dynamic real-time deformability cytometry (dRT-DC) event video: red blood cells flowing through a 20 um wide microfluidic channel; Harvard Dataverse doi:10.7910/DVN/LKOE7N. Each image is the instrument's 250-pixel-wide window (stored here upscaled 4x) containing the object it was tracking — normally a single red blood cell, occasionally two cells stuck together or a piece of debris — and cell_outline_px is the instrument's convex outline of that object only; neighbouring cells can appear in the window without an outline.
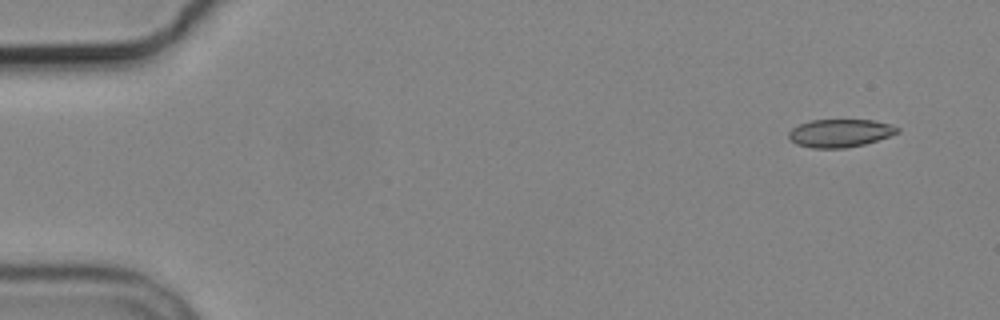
{"species": "common noctule bat (a hibernating species)", "species_latin": "Nyctalus noctula", "temperature_condition": "cold", "stored_images_in_passage": 5, "camera_frame_rate_fps": 3000, "um_per_image_px": 0.085, "animal": {"sex": "male", "body_mass_g": 19.2, "forearm_length_mm": 51.8}, "frame": {"image": 1, "passage_image": 1, "time_ms": 0.0, "image_size_px": [1000, 320], "cell_outline_px": [[900, 132], [864, 144], [844, 148], [812, 148], [796, 144], [788, 136], [788, 132], [792, 128], [800, 124], [812, 120], [872, 120], [892, 124], [900, 128]], "centroid_in_image_um": [71.41, 11.31], "position_along_channel_um": 13.6, "area_um2": 17.63}}
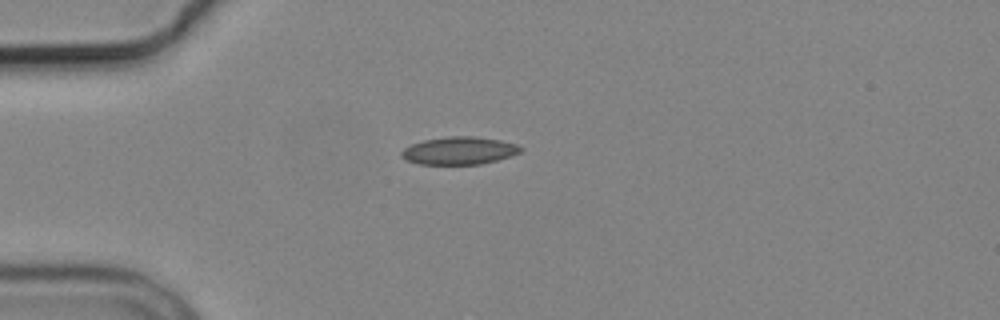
{"frame": {"image": 2, "passage_image": 4, "time_ms": 3.667, "image_size_px": [1000, 320], "cell_outline_px": [[524, 148], [520, 152], [512, 156], [480, 164], [420, 164], [404, 160], [400, 156], [400, 152], [404, 148], [412, 144], [424, 140], [448, 136], [472, 136], [500, 140], [516, 144]], "centroid_in_image_um": [39.01, 12.81], "position_along_channel_um": 46.0, "area_um2": 19.25}}